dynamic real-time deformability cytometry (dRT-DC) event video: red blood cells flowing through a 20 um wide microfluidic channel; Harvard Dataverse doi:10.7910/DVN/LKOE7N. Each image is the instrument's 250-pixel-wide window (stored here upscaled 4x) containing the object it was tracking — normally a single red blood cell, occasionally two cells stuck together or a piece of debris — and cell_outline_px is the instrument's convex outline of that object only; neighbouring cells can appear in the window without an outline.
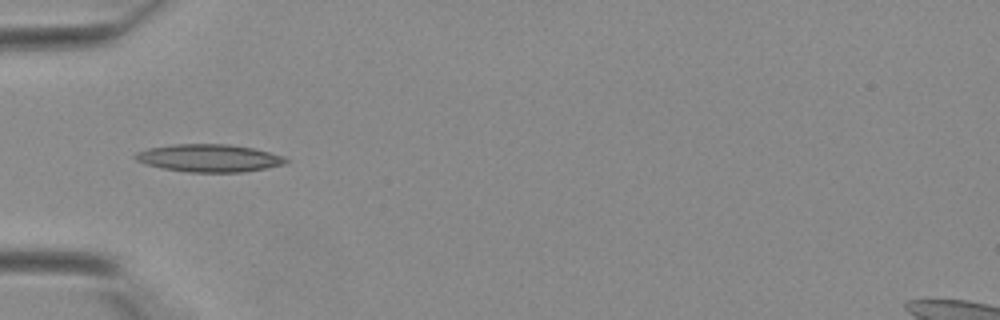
{"species": "Egyptian fruit bat (a non-hibernating species)", "species_latin": "Rousettus aegyptiacus", "temperature_condition": "warm", "stored_images_in_passage": 25, "camera_frame_rate_fps": 3000, "um_per_image_px": 0.085, "animal": {"sex": "female"}, "frame": {"image": 1, "passage_image": 2, "time_ms": 0.333, "image_size_px": [1000, 320], "cell_outline_px": [[288, 160], [284, 164], [264, 168], [240, 172], [188, 172], [164, 168], [148, 164], [136, 160], [132, 156], [136, 152], [148, 148], [172, 144], [228, 144], [252, 148], [284, 156]], "centroid_in_image_um": [17.74, 13.43], "position_along_channel_um": 67.3, "area_um2": 23.99}}
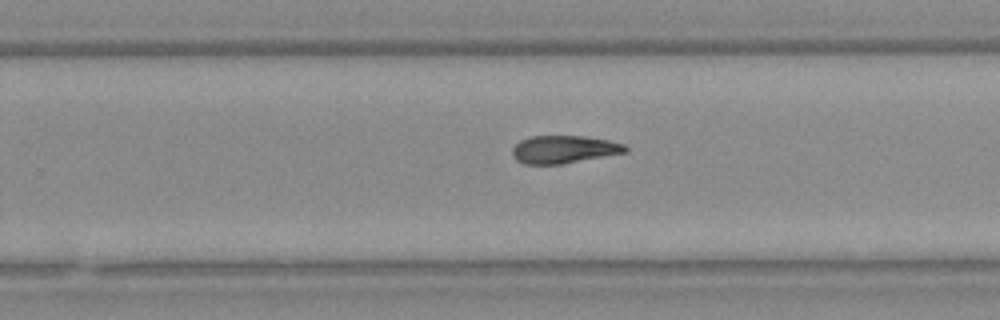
{"frame": {"image": 2, "passage_image": 11, "time_ms": 3.333, "image_size_px": [1000, 320], "cell_outline_px": [[628, 152], [560, 164], [524, 164], [516, 160], [512, 156], [512, 148], [520, 140], [532, 136], [584, 136], [608, 140], [624, 144], [628, 148]], "centroid_in_image_um": [47.92, 12.7], "position_along_channel_um": 281.9, "area_um2": 18.26}}
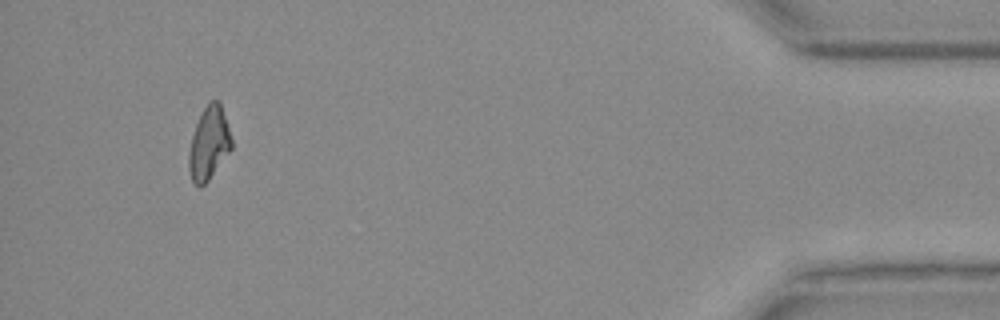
{"frame": {"image": 3, "passage_image": 23, "time_ms": 7.333, "image_size_px": [1000, 320], "cell_outline_px": [[232, 148], [208, 180], [200, 188], [192, 180], [188, 168], [188, 156], [192, 136], [196, 124], [204, 108], [212, 100], [220, 100], [232, 140]], "centroid_in_image_um": [17.76, 12.18], "position_along_channel_um": 417.4, "area_um2": 17.86}}